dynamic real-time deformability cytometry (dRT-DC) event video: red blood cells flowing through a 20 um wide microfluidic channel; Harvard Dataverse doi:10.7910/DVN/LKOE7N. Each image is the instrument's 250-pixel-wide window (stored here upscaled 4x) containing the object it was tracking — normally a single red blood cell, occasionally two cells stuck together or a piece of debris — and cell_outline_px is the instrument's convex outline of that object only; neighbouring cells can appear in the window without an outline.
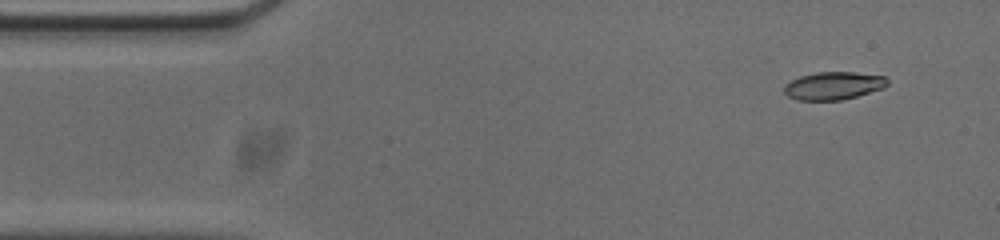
{"species": "common noctule bat (a hibernating species)", "species_latin": "Nyctalus noctula", "temperature_condition": "cold", "stored_images_in_passage": 50, "camera_frame_rate_fps": 3000, "um_per_image_px": 0.085, "animal": {"sex": "male", "body_mass_g": 20.0, "forearm_length_mm": 53.3}, "frame": {"image": 1, "passage_image": 1, "time_ms": 0.0, "image_size_px": [1000, 240], "cell_outline_px": [[888, 84], [884, 88], [856, 96], [840, 100], [796, 100], [788, 96], [784, 92], [784, 84], [800, 76], [816, 72], [852, 72], [884, 76], [888, 80]], "centroid_in_image_um": [70.83, 7.28], "position_along_channel_um": 14.2, "area_um2": 16.7}}
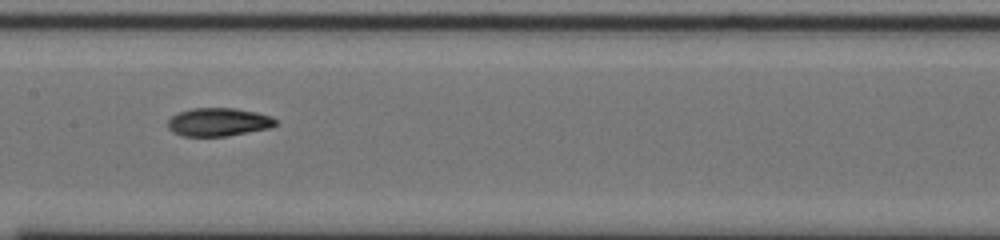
{"frame": {"image": 2, "passage_image": 22, "time_ms": 7.0, "image_size_px": [1000, 240], "cell_outline_px": [[280, 124], [268, 128], [228, 136], [184, 136], [172, 132], [168, 128], [168, 120], [172, 116], [180, 112], [192, 108], [236, 108], [256, 112], [272, 116], [280, 120]], "centroid_in_image_um": [18.62, 10.37], "position_along_channel_um": 188.8, "area_um2": 17.92}}
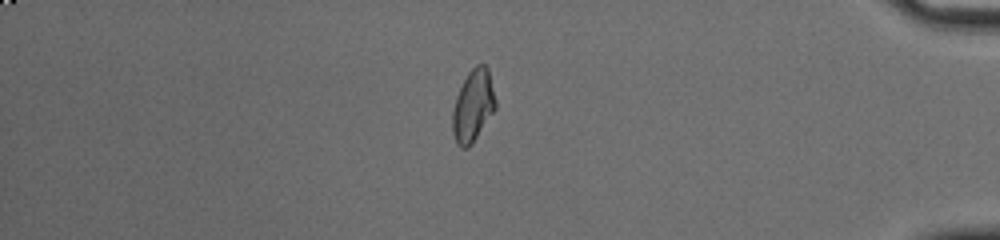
{"frame": {"image": 3, "passage_image": 42, "time_ms": 13.667, "image_size_px": [1000, 240], "cell_outline_px": [[496, 108], [472, 144], [468, 148], [460, 148], [456, 144], [452, 132], [452, 112], [456, 96], [468, 72], [476, 64], [484, 64], [488, 68], [496, 100]], "centroid_in_image_um": [40.2, 9.01], "position_along_channel_um": 395.0, "area_um2": 18.15}, "authors_computed_cell_mechanics": {"area_um2": 17.7157, "velocity_mm_per_s": 3.7287, "shape_relaxation_time_tau1_ms": 11.2137, "shape_relaxation_time_tau2_ms": 3.0504, "deformation_change_tau1": 0.2816, "deformation_change_tau2": 0.0626}}